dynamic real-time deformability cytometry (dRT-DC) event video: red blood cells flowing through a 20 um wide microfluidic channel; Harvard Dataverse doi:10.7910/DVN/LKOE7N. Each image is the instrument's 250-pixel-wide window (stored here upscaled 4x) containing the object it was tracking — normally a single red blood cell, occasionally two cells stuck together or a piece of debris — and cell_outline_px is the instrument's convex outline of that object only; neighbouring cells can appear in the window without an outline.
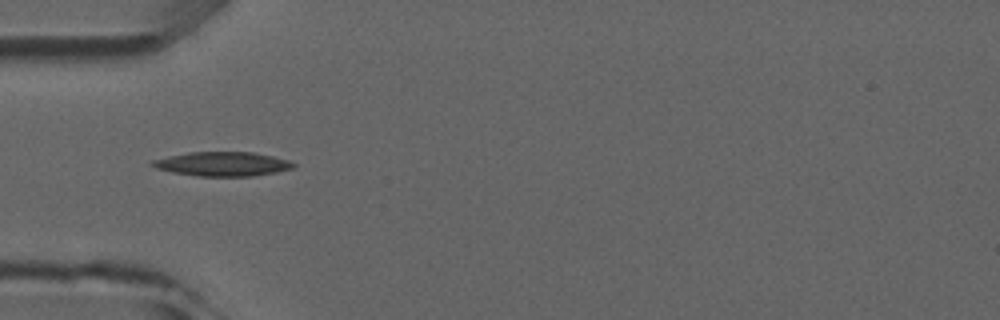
{"species": "common noctule bat (a hibernating species)", "species_latin": "Nyctalus noctula", "temperature_condition": "room temperature", "stored_images_in_passage": 2, "camera_frame_rate_fps": 3000, "um_per_image_px": 0.085, "animal": {"sex": "male", "forearm_length_mm": 52.5}, "frame": {"image": 1, "passage_image": 1, "time_ms": 0.0, "image_size_px": [1000, 320], "cell_outline_px": [[296, 164], [292, 168], [276, 172], [252, 176], [200, 176], [172, 172], [156, 168], [148, 164], [152, 160], [188, 152], [252, 152], [272, 156], [288, 160]], "centroid_in_image_um": [18.89, 13.93], "position_along_channel_um": 66.1, "area_um2": 19.77}}
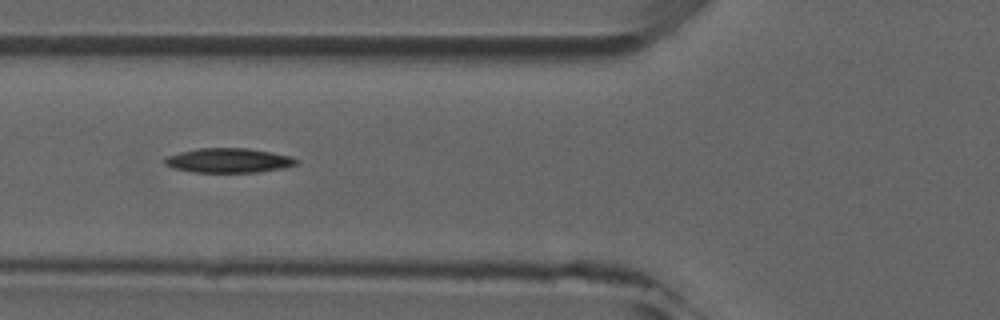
{"frame": {"image": 2, "passage_image": 2, "time_ms": 1.0, "image_size_px": [1000, 320], "cell_outline_px": [[296, 164], [284, 168], [256, 172], [192, 172], [172, 168], [164, 164], [160, 160], [164, 156], [180, 152], [200, 148], [248, 148], [272, 152], [292, 156], [296, 160]], "centroid_in_image_um": [19.35, 13.63], "position_along_channel_um": 106.4, "area_um2": 18.96}}